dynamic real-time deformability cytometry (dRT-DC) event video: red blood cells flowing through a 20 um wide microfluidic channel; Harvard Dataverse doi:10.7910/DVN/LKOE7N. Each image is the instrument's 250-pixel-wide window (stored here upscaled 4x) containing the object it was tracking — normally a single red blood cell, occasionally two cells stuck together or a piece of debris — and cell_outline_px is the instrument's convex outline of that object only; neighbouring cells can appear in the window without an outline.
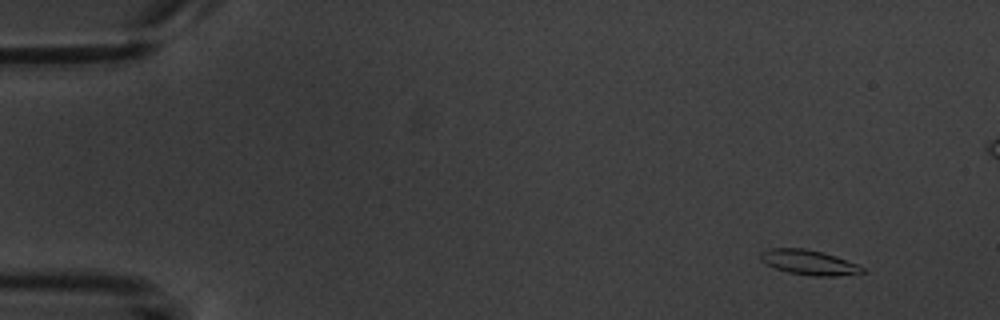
{"species": "common noctule bat (a hibernating species)", "species_latin": "Nyctalus noctula", "temperature_condition": "warm", "stored_images_in_passage": 9, "camera_frame_rate_fps": 3000, "um_per_image_px": 0.085, "animal": {"sex": "male", "body_mass_g": 20.1, "forearm_length_mm": 53.5}, "frame": {"image": 1, "passage_image": 1, "time_ms": 0.0, "image_size_px": [1000, 320], "cell_outline_px": [[864, 272], [832, 276], [816, 276], [788, 272], [776, 268], [760, 260], [760, 252], [768, 248], [804, 248], [824, 252], [836, 256], [856, 264], [864, 268]], "centroid_in_image_um": [68.72, 22.28], "position_along_channel_um": 16.3, "area_um2": 14.57}}
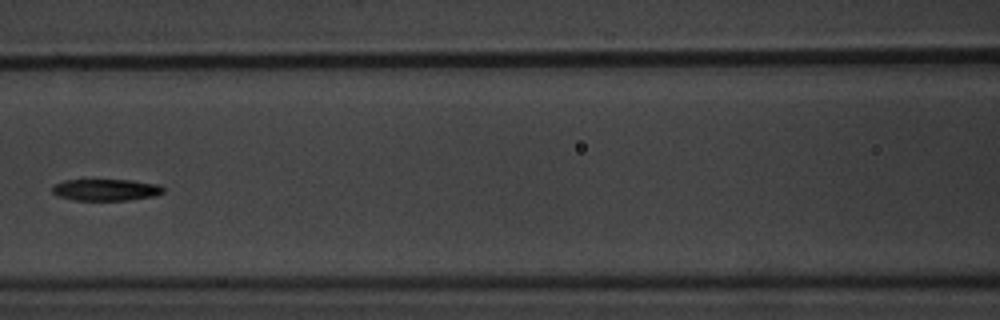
{"frame": {"image": 2, "passage_image": 6, "time_ms": 7.0, "image_size_px": [1000, 320], "cell_outline_px": [[164, 192], [152, 196], [128, 200], [72, 200], [56, 196], [52, 192], [52, 188], [56, 184], [64, 180], [132, 180], [160, 184], [164, 188]], "centroid_in_image_um": [9.0, 16.13], "position_along_channel_um": 157.6, "area_um2": 14.05}}
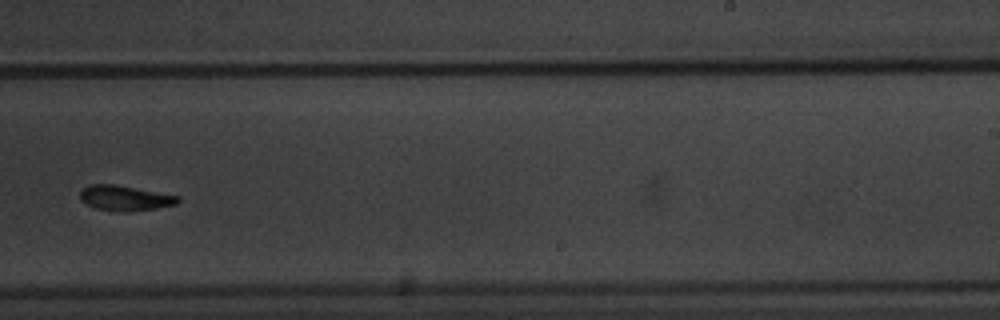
{"frame": {"image": 3, "passage_image": 9, "time_ms": 10.333, "image_size_px": [1000, 320], "cell_outline_px": [[180, 200], [176, 204], [156, 208], [128, 212], [96, 208], [84, 204], [80, 200], [80, 188], [88, 184], [116, 184], [180, 196]], "centroid_in_image_um": [10.58, 16.82], "position_along_channel_um": 278.4, "area_um2": 14.51}}